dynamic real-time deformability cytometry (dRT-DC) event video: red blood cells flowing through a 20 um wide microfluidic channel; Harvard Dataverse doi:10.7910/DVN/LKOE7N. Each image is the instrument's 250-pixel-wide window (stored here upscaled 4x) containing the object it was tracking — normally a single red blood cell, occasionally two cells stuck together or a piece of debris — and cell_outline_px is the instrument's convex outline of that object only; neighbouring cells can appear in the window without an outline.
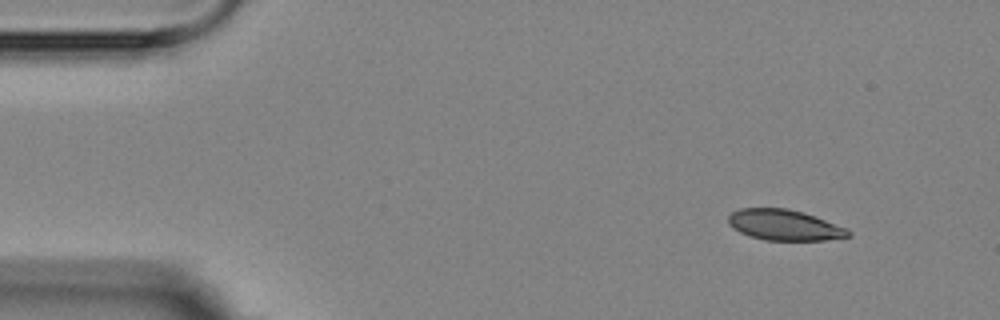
{"species": "Egyptian fruit bat (a non-hibernating species)", "species_latin": "Rousettus aegyptiacus", "temperature_condition": "room temperature", "stored_images_in_passage": 3, "camera_frame_rate_fps": 3000, "um_per_image_px": 0.085, "animal": {"sex": "female"}, "frame": {"image": 1, "passage_image": 1, "time_ms": 0.0, "image_size_px": [1000, 320], "cell_outline_px": [[852, 236], [824, 240], [764, 240], [748, 236], [732, 228], [728, 224], [728, 216], [732, 212], [740, 208], [788, 208], [804, 212], [848, 228], [852, 232]], "centroid_in_image_um": [66.68, 19.12], "position_along_channel_um": 18.3, "area_um2": 21.73}}